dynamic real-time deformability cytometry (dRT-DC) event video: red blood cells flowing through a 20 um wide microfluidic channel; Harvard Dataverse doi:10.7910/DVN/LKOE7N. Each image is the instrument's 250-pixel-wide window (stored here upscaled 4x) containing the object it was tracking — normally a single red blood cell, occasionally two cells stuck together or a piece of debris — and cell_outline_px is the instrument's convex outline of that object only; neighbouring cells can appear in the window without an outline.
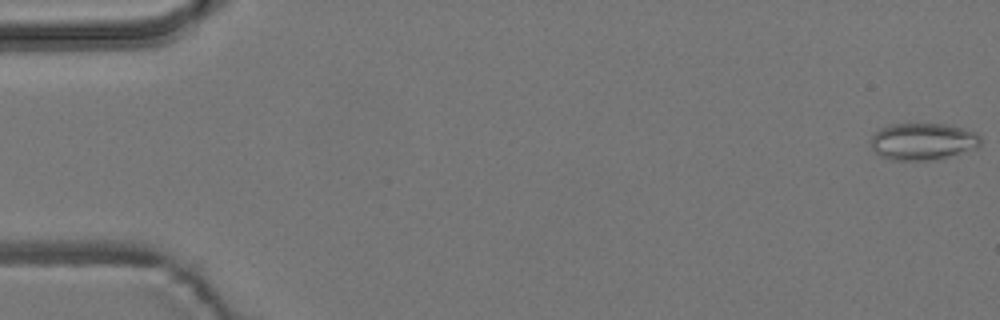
{"species": "common noctule bat (a hibernating species)", "species_latin": "Nyctalus noctula", "temperature_condition": "room temperature", "stored_images_in_passage": 55, "camera_frame_rate_fps": 3000, "um_per_image_px": 0.085, "animal": {"sex": "male", "body_mass_g": 19.2, "forearm_length_mm": 51.8}, "frame": {"image": 1, "passage_image": 1, "time_ms": 0.0, "image_size_px": [1000, 320], "cell_outline_px": [[980, 144], [976, 148], [940, 160], [888, 160], [880, 156], [872, 148], [872, 136], [880, 128], [892, 124], [948, 124], [964, 128], [976, 132], [980, 136]], "centroid_in_image_um": [78.47, 12.03], "position_along_channel_um": 6.5, "area_um2": 23.87}}
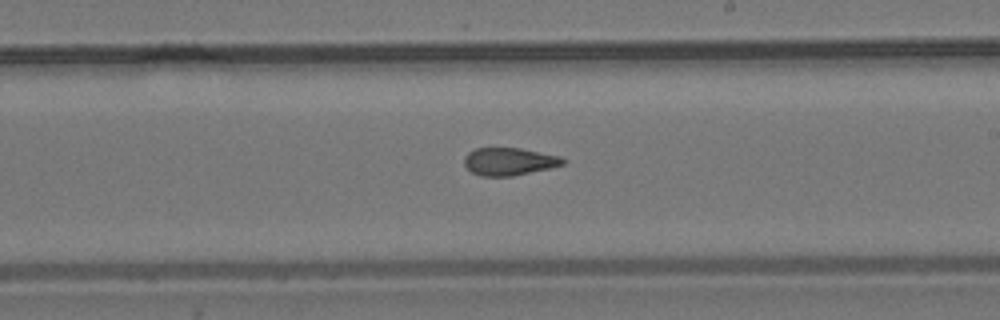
{"frame": {"image": 2, "passage_image": 32, "time_ms": 10.333, "image_size_px": [1000, 320], "cell_outline_px": [[568, 160], [564, 164], [548, 168], [512, 176], [480, 176], [472, 172], [464, 164], [464, 156], [468, 152], [476, 148], [520, 148], [560, 156]], "centroid_in_image_um": [43.27, 13.72], "position_along_channel_um": 245.7, "area_um2": 15.84}}
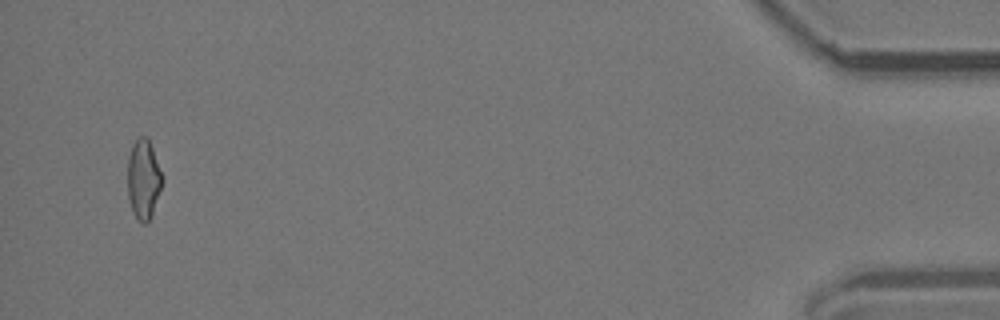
{"frame": {"image": 3, "passage_image": 53, "time_ms": 17.333, "image_size_px": [1000, 320], "cell_outline_px": [[164, 180], [152, 216], [144, 224], [132, 212], [128, 200], [128, 156], [132, 144], [136, 136], [148, 136], [164, 176]], "centroid_in_image_um": [12.21, 15.18], "position_along_channel_um": 423.0, "area_um2": 16.53}, "authors_computed_cell_mechanics": {"area_um2": 16.6464, "velocity_mm_per_s": 3.7741, "shape_relaxation_time_tau1_ms": null, "shape_relaxation_time_tau2_ms": 2.8468, "deformation_change_tau1": null, "deformation_change_tau2": 0.1018}}